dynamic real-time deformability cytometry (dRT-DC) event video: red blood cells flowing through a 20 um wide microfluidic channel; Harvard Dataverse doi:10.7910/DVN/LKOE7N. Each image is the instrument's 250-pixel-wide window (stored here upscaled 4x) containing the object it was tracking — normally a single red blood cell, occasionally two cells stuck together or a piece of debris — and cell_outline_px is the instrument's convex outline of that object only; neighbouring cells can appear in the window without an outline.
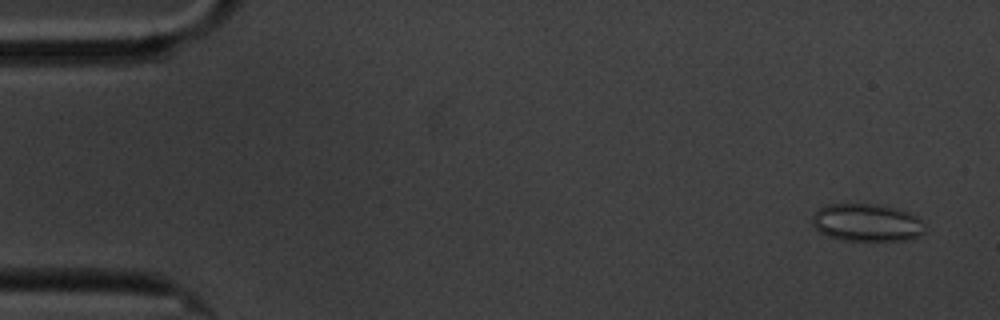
{"species": "common noctule bat (a hibernating species)", "species_latin": "Nyctalus noctula", "temperature_condition": "cold", "stored_images_in_passage": 5, "camera_frame_rate_fps": 3000, "um_per_image_px": 0.085, "animal": {"sex": "male", "body_mass_g": 20.1, "forearm_length_mm": 53.5}, "frame": {"image": 1, "passage_image": 1, "time_ms": 0.0, "image_size_px": [1000, 320], "cell_outline_px": [[924, 232], [908, 240], [844, 240], [828, 236], [820, 232], [812, 224], [812, 216], [820, 208], [828, 204], [872, 204], [896, 208], [908, 212], [920, 220], [924, 224]], "centroid_in_image_um": [73.66, 18.92], "position_along_channel_um": 11.3, "area_um2": 24.39}}
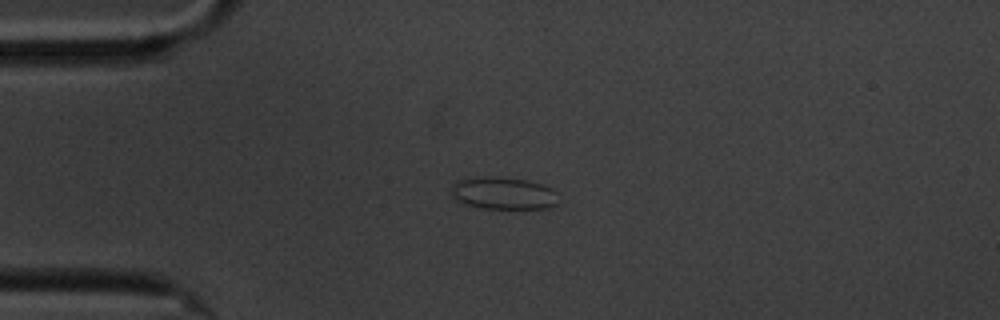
{"frame": {"image": 2, "passage_image": 4, "time_ms": 3.667, "image_size_px": [1000, 320], "cell_outline_px": [[556, 204], [548, 208], [484, 208], [464, 204], [456, 200], [452, 196], [452, 184], [456, 180], [484, 176], [500, 176], [524, 180], [544, 184], [552, 188], [556, 192]], "centroid_in_image_um": [42.76, 16.41], "position_along_channel_um": 42.2, "area_um2": 20.23}}